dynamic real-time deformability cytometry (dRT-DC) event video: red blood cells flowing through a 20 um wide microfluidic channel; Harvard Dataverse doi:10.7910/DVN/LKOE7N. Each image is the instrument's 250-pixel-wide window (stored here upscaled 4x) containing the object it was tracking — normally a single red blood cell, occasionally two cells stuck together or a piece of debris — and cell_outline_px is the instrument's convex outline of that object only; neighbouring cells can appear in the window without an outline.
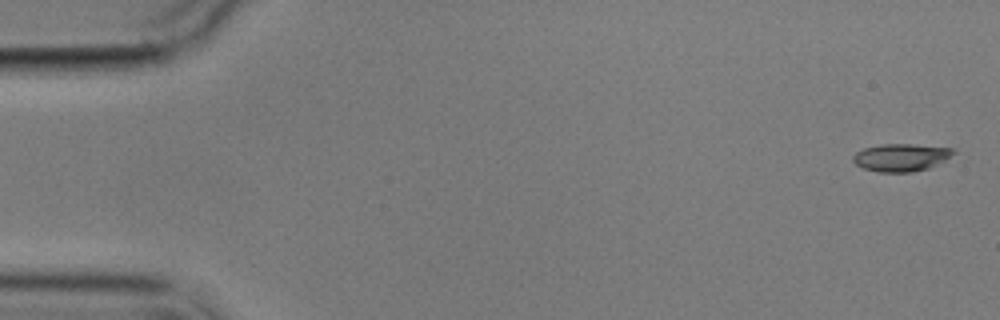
{"species": "common noctule bat (a hibernating species)", "species_latin": "Nyctalus noctula", "temperature_condition": "cold", "stored_images_in_passage": 6, "camera_frame_rate_fps": 3000, "um_per_image_px": 0.085, "animal": {"sex": "male", "body_mass_g": 17.9}, "frame": {"image": 1, "passage_image": 1, "time_ms": 0.0, "image_size_px": [1000, 320], "cell_outline_px": [[956, 152], [944, 160], [928, 168], [912, 172], [880, 172], [864, 168], [856, 164], [852, 160], [852, 156], [856, 152], [864, 148], [884, 144], [912, 144], [952, 148]], "centroid_in_image_um": [76.57, 13.38], "position_along_channel_um": 8.4, "area_um2": 15.95}}
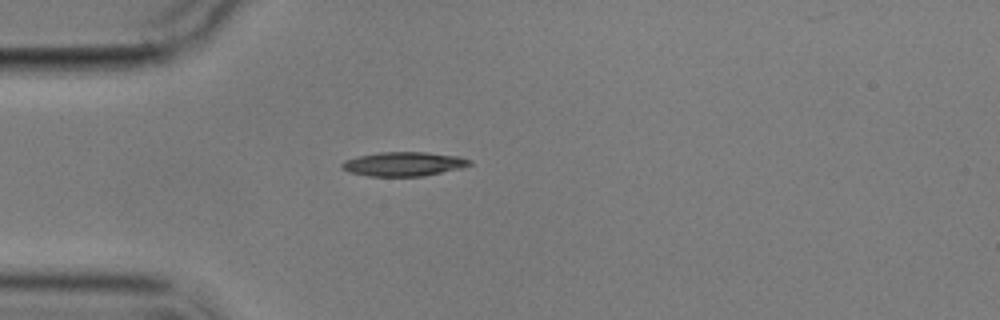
{"frame": {"image": 2, "passage_image": 5, "time_ms": 4.667, "image_size_px": [1000, 320], "cell_outline_px": [[472, 164], [460, 168], [424, 176], [368, 176], [348, 172], [340, 168], [340, 164], [344, 160], [360, 156], [380, 152], [428, 152], [460, 156], [472, 160]], "centroid_in_image_um": [34.31, 13.93], "position_along_channel_um": 50.7, "area_um2": 18.09}}